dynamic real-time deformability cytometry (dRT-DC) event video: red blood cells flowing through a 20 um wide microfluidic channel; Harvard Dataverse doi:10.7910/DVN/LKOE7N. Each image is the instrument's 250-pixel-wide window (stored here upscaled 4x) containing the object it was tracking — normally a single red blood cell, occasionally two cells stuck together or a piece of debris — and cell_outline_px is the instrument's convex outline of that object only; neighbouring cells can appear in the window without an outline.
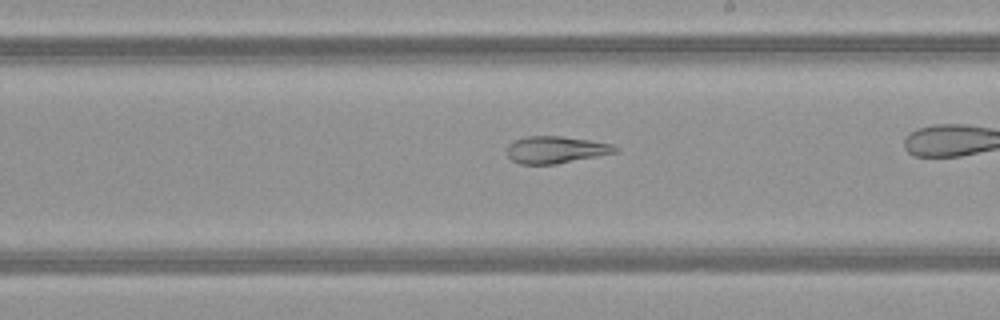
{"species": "common noctule bat (a hibernating species)", "species_latin": "Nyctalus noctula", "temperature_condition": "warm", "stored_images_in_passage": 36, "camera_frame_rate_fps": 3000, "um_per_image_px": 0.085, "animal": {"sex": "female", "body_mass_g": 21.9}, "frame": {"image": 1, "passage_image": 26, "time_ms": 8.333, "image_size_px": [1000, 320], "cell_outline_px": [[616, 152], [556, 164], [520, 164], [512, 160], [508, 156], [508, 144], [516, 140], [528, 136], [560, 136], [588, 140], [612, 144], [616, 148]], "centroid_in_image_um": [47.2, 12.73], "position_along_channel_um": 241.8, "area_um2": 16.7}}